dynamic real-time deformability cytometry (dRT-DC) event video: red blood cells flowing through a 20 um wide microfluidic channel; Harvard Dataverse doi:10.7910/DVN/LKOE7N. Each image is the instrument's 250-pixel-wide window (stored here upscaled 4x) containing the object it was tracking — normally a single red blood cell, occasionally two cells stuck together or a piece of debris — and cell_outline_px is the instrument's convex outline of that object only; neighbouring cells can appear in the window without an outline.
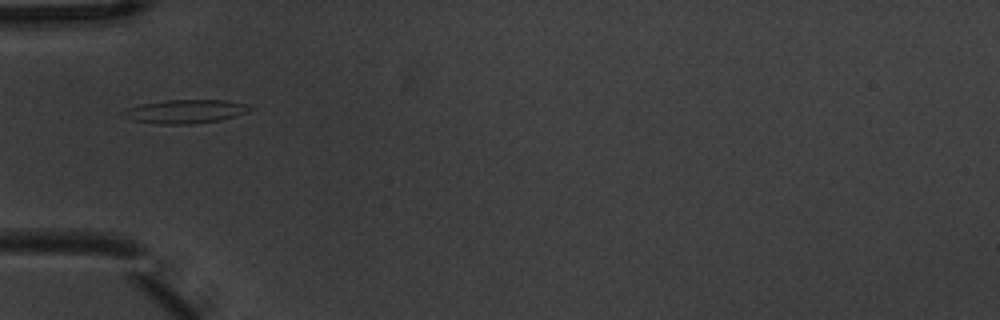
{"species": "common noctule bat (a hibernating species)", "species_latin": "Nyctalus noctula", "temperature_condition": "warm", "stored_images_in_passage": 3, "camera_frame_rate_fps": 3000, "um_per_image_px": 0.085, "animal": {"sex": "male", "body_mass_g": 20.1, "forearm_length_mm": 53.5}, "frame": {"image": 1, "passage_image": 1, "time_ms": 0.0, "image_size_px": [1000, 320], "cell_outline_px": [[256, 108], [248, 112], [236, 116], [220, 120], [192, 124], [152, 124], [128, 120], [120, 116], [120, 112], [128, 108], [140, 104], [164, 100], [224, 100], [248, 104]], "centroid_in_image_um": [15.71, 9.48], "position_along_channel_um": 69.3, "area_um2": 17.98}}
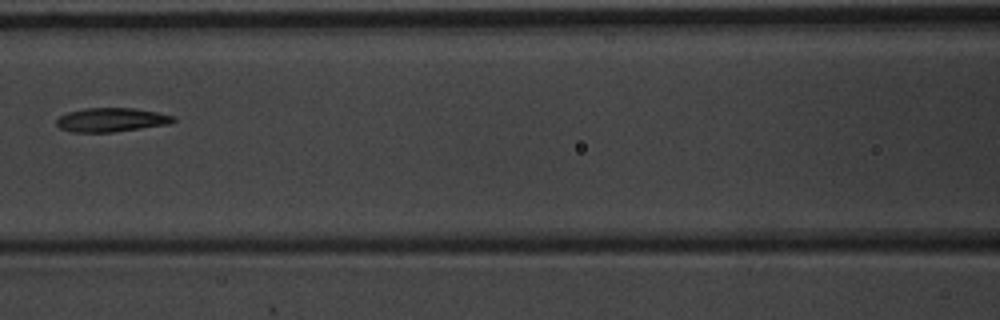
{"frame": {"image": 2, "passage_image": 3, "time_ms": 0.667, "image_size_px": [1000, 320], "cell_outline_px": [[176, 120], [168, 124], [116, 132], [72, 132], [60, 128], [56, 124], [56, 120], [60, 116], [68, 112], [84, 108], [136, 108], [176, 116]], "centroid_in_image_um": [9.47, 10.18], "position_along_channel_um": 157.1, "area_um2": 16.36}}